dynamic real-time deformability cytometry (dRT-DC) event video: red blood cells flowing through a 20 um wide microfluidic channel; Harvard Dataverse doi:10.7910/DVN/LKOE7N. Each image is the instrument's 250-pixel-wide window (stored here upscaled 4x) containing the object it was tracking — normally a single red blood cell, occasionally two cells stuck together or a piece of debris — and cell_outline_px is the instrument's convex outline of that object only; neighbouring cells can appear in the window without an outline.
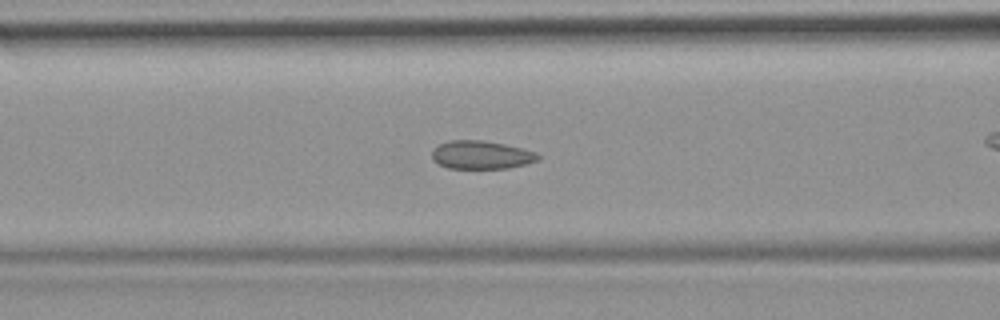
{"species": "common noctule bat (a hibernating species)", "species_latin": "Nyctalus noctula", "temperature_condition": "room temperature", "stored_images_in_passage": 14, "camera_frame_rate_fps": 3000, "um_per_image_px": 0.085, "animal": {"sex": "female", "body_mass_g": 19.9}, "frame": {"image": 1, "passage_image": 12, "time_ms": 3.667, "image_size_px": [1000, 320], "cell_outline_px": [[540, 160], [508, 168], [448, 168], [436, 164], [432, 160], [432, 152], [440, 144], [448, 140], [484, 140], [504, 144], [536, 152], [540, 156]], "centroid_in_image_um": [40.89, 13.17], "position_along_channel_um": 125.7, "area_um2": 17.46}}